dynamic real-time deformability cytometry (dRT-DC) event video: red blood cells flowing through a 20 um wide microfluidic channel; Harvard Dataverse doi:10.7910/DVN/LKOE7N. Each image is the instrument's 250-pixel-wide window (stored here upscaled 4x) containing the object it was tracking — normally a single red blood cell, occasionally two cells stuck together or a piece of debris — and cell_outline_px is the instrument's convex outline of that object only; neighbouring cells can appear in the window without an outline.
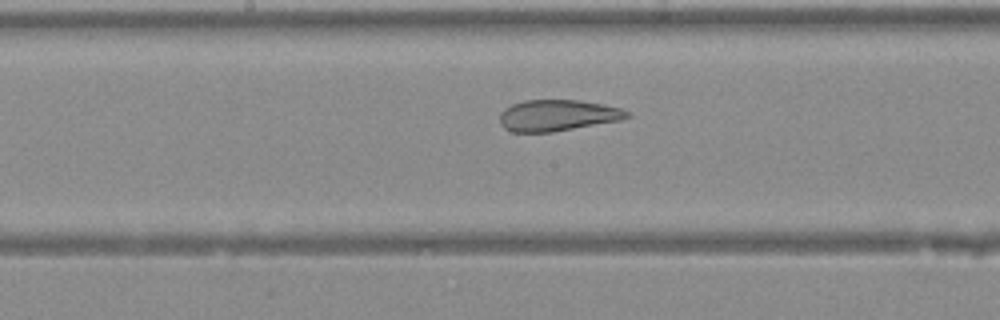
{"species": "Egyptian fruit bat (a non-hibernating species)", "species_latin": "Rousettus aegyptiacus", "temperature_condition": "warm", "stored_images_in_passage": 13, "camera_frame_rate_fps": 3000, "um_per_image_px": 0.085, "animal": {"sex": "female"}, "frame": {"image": 1, "passage_image": 11, "time_ms": 3.333, "image_size_px": [1000, 320], "cell_outline_px": [[632, 116], [624, 120], [552, 132], [512, 132], [504, 128], [500, 124], [500, 112], [504, 108], [512, 104], [524, 100], [580, 100], [604, 104], [620, 108], [628, 112]], "centroid_in_image_um": [47.41, 9.81], "position_along_channel_um": 200.8, "area_um2": 23.47}}